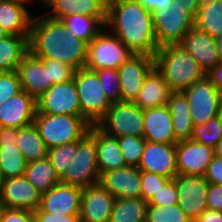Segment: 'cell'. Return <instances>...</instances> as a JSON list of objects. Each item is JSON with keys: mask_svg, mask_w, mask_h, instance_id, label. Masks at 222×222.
<instances>
[{"mask_svg": "<svg viewBox=\"0 0 222 222\" xmlns=\"http://www.w3.org/2000/svg\"><path fill=\"white\" fill-rule=\"evenodd\" d=\"M154 59L155 68L171 92L182 93L206 75L192 55L178 44L159 47Z\"/></svg>", "mask_w": 222, "mask_h": 222, "instance_id": "4", "label": "cell"}, {"mask_svg": "<svg viewBox=\"0 0 222 222\" xmlns=\"http://www.w3.org/2000/svg\"><path fill=\"white\" fill-rule=\"evenodd\" d=\"M4 72H5V71L0 68V77L2 76V74H3Z\"/></svg>", "mask_w": 222, "mask_h": 222, "instance_id": "59", "label": "cell"}, {"mask_svg": "<svg viewBox=\"0 0 222 222\" xmlns=\"http://www.w3.org/2000/svg\"><path fill=\"white\" fill-rule=\"evenodd\" d=\"M9 35V33L3 28V26L0 24V39L6 37Z\"/></svg>", "mask_w": 222, "mask_h": 222, "instance_id": "55", "label": "cell"}, {"mask_svg": "<svg viewBox=\"0 0 222 222\" xmlns=\"http://www.w3.org/2000/svg\"><path fill=\"white\" fill-rule=\"evenodd\" d=\"M194 222H222V212L206 209Z\"/></svg>", "mask_w": 222, "mask_h": 222, "instance_id": "50", "label": "cell"}, {"mask_svg": "<svg viewBox=\"0 0 222 222\" xmlns=\"http://www.w3.org/2000/svg\"><path fill=\"white\" fill-rule=\"evenodd\" d=\"M134 53L113 33L104 27L98 35L87 44L85 69H118Z\"/></svg>", "mask_w": 222, "mask_h": 222, "instance_id": "6", "label": "cell"}, {"mask_svg": "<svg viewBox=\"0 0 222 222\" xmlns=\"http://www.w3.org/2000/svg\"><path fill=\"white\" fill-rule=\"evenodd\" d=\"M152 12L159 47L178 44L194 26V17L178 0H136Z\"/></svg>", "mask_w": 222, "mask_h": 222, "instance_id": "3", "label": "cell"}, {"mask_svg": "<svg viewBox=\"0 0 222 222\" xmlns=\"http://www.w3.org/2000/svg\"><path fill=\"white\" fill-rule=\"evenodd\" d=\"M3 208H4V206L0 203V221H1V215H2V212H3Z\"/></svg>", "mask_w": 222, "mask_h": 222, "instance_id": "58", "label": "cell"}, {"mask_svg": "<svg viewBox=\"0 0 222 222\" xmlns=\"http://www.w3.org/2000/svg\"><path fill=\"white\" fill-rule=\"evenodd\" d=\"M204 178L209 184L222 185V158L214 155L208 165Z\"/></svg>", "mask_w": 222, "mask_h": 222, "instance_id": "47", "label": "cell"}, {"mask_svg": "<svg viewBox=\"0 0 222 222\" xmlns=\"http://www.w3.org/2000/svg\"><path fill=\"white\" fill-rule=\"evenodd\" d=\"M214 157V150L191 139L176 143V168L178 174L204 177Z\"/></svg>", "mask_w": 222, "mask_h": 222, "instance_id": "14", "label": "cell"}, {"mask_svg": "<svg viewBox=\"0 0 222 222\" xmlns=\"http://www.w3.org/2000/svg\"><path fill=\"white\" fill-rule=\"evenodd\" d=\"M154 67V57L145 54H134L118 68L122 102L135 101L145 77Z\"/></svg>", "mask_w": 222, "mask_h": 222, "instance_id": "13", "label": "cell"}, {"mask_svg": "<svg viewBox=\"0 0 222 222\" xmlns=\"http://www.w3.org/2000/svg\"><path fill=\"white\" fill-rule=\"evenodd\" d=\"M107 17H93L73 14L61 21L69 34L85 41L87 44L105 27Z\"/></svg>", "mask_w": 222, "mask_h": 222, "instance_id": "32", "label": "cell"}, {"mask_svg": "<svg viewBox=\"0 0 222 222\" xmlns=\"http://www.w3.org/2000/svg\"><path fill=\"white\" fill-rule=\"evenodd\" d=\"M194 18L197 16L202 0H178Z\"/></svg>", "mask_w": 222, "mask_h": 222, "instance_id": "52", "label": "cell"}, {"mask_svg": "<svg viewBox=\"0 0 222 222\" xmlns=\"http://www.w3.org/2000/svg\"><path fill=\"white\" fill-rule=\"evenodd\" d=\"M167 107L171 113L176 140L191 139L194 124L186 96L183 93L172 92L168 98Z\"/></svg>", "mask_w": 222, "mask_h": 222, "instance_id": "28", "label": "cell"}, {"mask_svg": "<svg viewBox=\"0 0 222 222\" xmlns=\"http://www.w3.org/2000/svg\"><path fill=\"white\" fill-rule=\"evenodd\" d=\"M148 203L140 198L115 199L109 222H144Z\"/></svg>", "mask_w": 222, "mask_h": 222, "instance_id": "34", "label": "cell"}, {"mask_svg": "<svg viewBox=\"0 0 222 222\" xmlns=\"http://www.w3.org/2000/svg\"><path fill=\"white\" fill-rule=\"evenodd\" d=\"M29 51L40 58L66 63L75 70L84 68L87 59V43L69 34L62 21L47 16L32 18Z\"/></svg>", "mask_w": 222, "mask_h": 222, "instance_id": "2", "label": "cell"}, {"mask_svg": "<svg viewBox=\"0 0 222 222\" xmlns=\"http://www.w3.org/2000/svg\"><path fill=\"white\" fill-rule=\"evenodd\" d=\"M182 93L189 102L190 115L194 126L204 124L209 119L220 115L222 92L207 75Z\"/></svg>", "mask_w": 222, "mask_h": 222, "instance_id": "10", "label": "cell"}, {"mask_svg": "<svg viewBox=\"0 0 222 222\" xmlns=\"http://www.w3.org/2000/svg\"><path fill=\"white\" fill-rule=\"evenodd\" d=\"M18 71L4 72L0 77V105L8 98L22 92Z\"/></svg>", "mask_w": 222, "mask_h": 222, "instance_id": "43", "label": "cell"}, {"mask_svg": "<svg viewBox=\"0 0 222 222\" xmlns=\"http://www.w3.org/2000/svg\"><path fill=\"white\" fill-rule=\"evenodd\" d=\"M178 205L194 222L207 209L209 183L204 177L177 174L174 178Z\"/></svg>", "mask_w": 222, "mask_h": 222, "instance_id": "12", "label": "cell"}, {"mask_svg": "<svg viewBox=\"0 0 222 222\" xmlns=\"http://www.w3.org/2000/svg\"><path fill=\"white\" fill-rule=\"evenodd\" d=\"M207 209L222 212V185L209 184Z\"/></svg>", "mask_w": 222, "mask_h": 222, "instance_id": "48", "label": "cell"}, {"mask_svg": "<svg viewBox=\"0 0 222 222\" xmlns=\"http://www.w3.org/2000/svg\"><path fill=\"white\" fill-rule=\"evenodd\" d=\"M0 222H34V211L4 207Z\"/></svg>", "mask_w": 222, "mask_h": 222, "instance_id": "45", "label": "cell"}, {"mask_svg": "<svg viewBox=\"0 0 222 222\" xmlns=\"http://www.w3.org/2000/svg\"><path fill=\"white\" fill-rule=\"evenodd\" d=\"M82 189L62 182L42 194L40 209L50 214L79 215Z\"/></svg>", "mask_w": 222, "mask_h": 222, "instance_id": "20", "label": "cell"}, {"mask_svg": "<svg viewBox=\"0 0 222 222\" xmlns=\"http://www.w3.org/2000/svg\"><path fill=\"white\" fill-rule=\"evenodd\" d=\"M171 93L162 74L154 67L145 77L134 103L142 110L164 106Z\"/></svg>", "mask_w": 222, "mask_h": 222, "instance_id": "26", "label": "cell"}, {"mask_svg": "<svg viewBox=\"0 0 222 222\" xmlns=\"http://www.w3.org/2000/svg\"><path fill=\"white\" fill-rule=\"evenodd\" d=\"M89 133L95 139L100 176L107 171L127 166L116 137L104 133L96 125H91Z\"/></svg>", "mask_w": 222, "mask_h": 222, "instance_id": "25", "label": "cell"}, {"mask_svg": "<svg viewBox=\"0 0 222 222\" xmlns=\"http://www.w3.org/2000/svg\"><path fill=\"white\" fill-rule=\"evenodd\" d=\"M45 67H49V81L55 85L66 83L73 79L75 69L66 64L59 62L56 59L41 58Z\"/></svg>", "mask_w": 222, "mask_h": 222, "instance_id": "41", "label": "cell"}, {"mask_svg": "<svg viewBox=\"0 0 222 222\" xmlns=\"http://www.w3.org/2000/svg\"><path fill=\"white\" fill-rule=\"evenodd\" d=\"M18 128L0 127V143H16Z\"/></svg>", "mask_w": 222, "mask_h": 222, "instance_id": "49", "label": "cell"}, {"mask_svg": "<svg viewBox=\"0 0 222 222\" xmlns=\"http://www.w3.org/2000/svg\"><path fill=\"white\" fill-rule=\"evenodd\" d=\"M144 110L134 102H113L106 114L96 123L104 133L120 138L123 136L143 137Z\"/></svg>", "mask_w": 222, "mask_h": 222, "instance_id": "8", "label": "cell"}, {"mask_svg": "<svg viewBox=\"0 0 222 222\" xmlns=\"http://www.w3.org/2000/svg\"><path fill=\"white\" fill-rule=\"evenodd\" d=\"M28 52L29 36L7 35L0 39V68L5 72L18 70Z\"/></svg>", "mask_w": 222, "mask_h": 222, "instance_id": "29", "label": "cell"}, {"mask_svg": "<svg viewBox=\"0 0 222 222\" xmlns=\"http://www.w3.org/2000/svg\"><path fill=\"white\" fill-rule=\"evenodd\" d=\"M81 106V116L91 125L106 114L112 102L107 98L97 74L81 68L75 70L73 76Z\"/></svg>", "mask_w": 222, "mask_h": 222, "instance_id": "7", "label": "cell"}, {"mask_svg": "<svg viewBox=\"0 0 222 222\" xmlns=\"http://www.w3.org/2000/svg\"><path fill=\"white\" fill-rule=\"evenodd\" d=\"M22 90L36 101L53 85L49 81V67L30 51L18 66Z\"/></svg>", "mask_w": 222, "mask_h": 222, "instance_id": "21", "label": "cell"}, {"mask_svg": "<svg viewBox=\"0 0 222 222\" xmlns=\"http://www.w3.org/2000/svg\"><path fill=\"white\" fill-rule=\"evenodd\" d=\"M222 139V122L220 115L209 119L206 123L195 125L191 140L202 143L206 147L215 149L217 143Z\"/></svg>", "mask_w": 222, "mask_h": 222, "instance_id": "36", "label": "cell"}, {"mask_svg": "<svg viewBox=\"0 0 222 222\" xmlns=\"http://www.w3.org/2000/svg\"><path fill=\"white\" fill-rule=\"evenodd\" d=\"M214 155L222 158V139L217 143L214 149Z\"/></svg>", "mask_w": 222, "mask_h": 222, "instance_id": "53", "label": "cell"}, {"mask_svg": "<svg viewBox=\"0 0 222 222\" xmlns=\"http://www.w3.org/2000/svg\"><path fill=\"white\" fill-rule=\"evenodd\" d=\"M77 152L78 141L48 149L47 158L50 160L51 165L54 167L60 179L68 170L71 162L75 159Z\"/></svg>", "mask_w": 222, "mask_h": 222, "instance_id": "37", "label": "cell"}, {"mask_svg": "<svg viewBox=\"0 0 222 222\" xmlns=\"http://www.w3.org/2000/svg\"><path fill=\"white\" fill-rule=\"evenodd\" d=\"M217 43V53L220 58V61H222V36L216 39Z\"/></svg>", "mask_w": 222, "mask_h": 222, "instance_id": "54", "label": "cell"}, {"mask_svg": "<svg viewBox=\"0 0 222 222\" xmlns=\"http://www.w3.org/2000/svg\"><path fill=\"white\" fill-rule=\"evenodd\" d=\"M115 197L96 183L82 189L79 218L82 222H109Z\"/></svg>", "mask_w": 222, "mask_h": 222, "instance_id": "18", "label": "cell"}, {"mask_svg": "<svg viewBox=\"0 0 222 222\" xmlns=\"http://www.w3.org/2000/svg\"><path fill=\"white\" fill-rule=\"evenodd\" d=\"M117 139L126 165L138 167L147 140L144 137L130 135Z\"/></svg>", "mask_w": 222, "mask_h": 222, "instance_id": "38", "label": "cell"}, {"mask_svg": "<svg viewBox=\"0 0 222 222\" xmlns=\"http://www.w3.org/2000/svg\"><path fill=\"white\" fill-rule=\"evenodd\" d=\"M25 4L15 0H0V24L9 34L29 36L32 16Z\"/></svg>", "mask_w": 222, "mask_h": 222, "instance_id": "27", "label": "cell"}, {"mask_svg": "<svg viewBox=\"0 0 222 222\" xmlns=\"http://www.w3.org/2000/svg\"><path fill=\"white\" fill-rule=\"evenodd\" d=\"M16 146L27 163L47 157L48 148L34 123L18 129Z\"/></svg>", "mask_w": 222, "mask_h": 222, "instance_id": "30", "label": "cell"}, {"mask_svg": "<svg viewBox=\"0 0 222 222\" xmlns=\"http://www.w3.org/2000/svg\"><path fill=\"white\" fill-rule=\"evenodd\" d=\"M148 222H192L180 206H148L147 220Z\"/></svg>", "mask_w": 222, "mask_h": 222, "instance_id": "39", "label": "cell"}, {"mask_svg": "<svg viewBox=\"0 0 222 222\" xmlns=\"http://www.w3.org/2000/svg\"><path fill=\"white\" fill-rule=\"evenodd\" d=\"M15 1L23 2V3H26V4H29L30 2H33V0H15ZM39 2H42V0H39Z\"/></svg>", "mask_w": 222, "mask_h": 222, "instance_id": "56", "label": "cell"}, {"mask_svg": "<svg viewBox=\"0 0 222 222\" xmlns=\"http://www.w3.org/2000/svg\"><path fill=\"white\" fill-rule=\"evenodd\" d=\"M27 162L16 143H0V168L4 179L23 176Z\"/></svg>", "mask_w": 222, "mask_h": 222, "instance_id": "35", "label": "cell"}, {"mask_svg": "<svg viewBox=\"0 0 222 222\" xmlns=\"http://www.w3.org/2000/svg\"><path fill=\"white\" fill-rule=\"evenodd\" d=\"M33 123L48 149L79 141L91 127L82 116L43 113H36Z\"/></svg>", "mask_w": 222, "mask_h": 222, "instance_id": "5", "label": "cell"}, {"mask_svg": "<svg viewBox=\"0 0 222 222\" xmlns=\"http://www.w3.org/2000/svg\"><path fill=\"white\" fill-rule=\"evenodd\" d=\"M99 183L115 199L141 197V171L137 167L126 166L103 173Z\"/></svg>", "mask_w": 222, "mask_h": 222, "instance_id": "19", "label": "cell"}, {"mask_svg": "<svg viewBox=\"0 0 222 222\" xmlns=\"http://www.w3.org/2000/svg\"><path fill=\"white\" fill-rule=\"evenodd\" d=\"M3 181H4V177L2 175L1 168H0V187Z\"/></svg>", "mask_w": 222, "mask_h": 222, "instance_id": "57", "label": "cell"}, {"mask_svg": "<svg viewBox=\"0 0 222 222\" xmlns=\"http://www.w3.org/2000/svg\"><path fill=\"white\" fill-rule=\"evenodd\" d=\"M194 26L207 32L214 39L222 36V1L202 0Z\"/></svg>", "mask_w": 222, "mask_h": 222, "instance_id": "31", "label": "cell"}, {"mask_svg": "<svg viewBox=\"0 0 222 222\" xmlns=\"http://www.w3.org/2000/svg\"><path fill=\"white\" fill-rule=\"evenodd\" d=\"M144 134L147 141L176 144L171 113L167 105L144 110Z\"/></svg>", "mask_w": 222, "mask_h": 222, "instance_id": "24", "label": "cell"}, {"mask_svg": "<svg viewBox=\"0 0 222 222\" xmlns=\"http://www.w3.org/2000/svg\"><path fill=\"white\" fill-rule=\"evenodd\" d=\"M41 3L52 8L47 17L60 21L73 14L107 17L108 0H42Z\"/></svg>", "mask_w": 222, "mask_h": 222, "instance_id": "23", "label": "cell"}, {"mask_svg": "<svg viewBox=\"0 0 222 222\" xmlns=\"http://www.w3.org/2000/svg\"><path fill=\"white\" fill-rule=\"evenodd\" d=\"M40 193L26 177L4 179L0 187V203L6 208L35 211L40 207Z\"/></svg>", "mask_w": 222, "mask_h": 222, "instance_id": "15", "label": "cell"}, {"mask_svg": "<svg viewBox=\"0 0 222 222\" xmlns=\"http://www.w3.org/2000/svg\"><path fill=\"white\" fill-rule=\"evenodd\" d=\"M36 100L25 91L8 98L0 105V127L21 128L33 123Z\"/></svg>", "mask_w": 222, "mask_h": 222, "instance_id": "22", "label": "cell"}, {"mask_svg": "<svg viewBox=\"0 0 222 222\" xmlns=\"http://www.w3.org/2000/svg\"><path fill=\"white\" fill-rule=\"evenodd\" d=\"M37 112L50 115L81 116L74 80L52 85L37 101Z\"/></svg>", "mask_w": 222, "mask_h": 222, "instance_id": "11", "label": "cell"}, {"mask_svg": "<svg viewBox=\"0 0 222 222\" xmlns=\"http://www.w3.org/2000/svg\"><path fill=\"white\" fill-rule=\"evenodd\" d=\"M100 173L97 163V149L95 139L87 133L78 141V152L68 170L61 178V182L70 186L85 189L99 183Z\"/></svg>", "mask_w": 222, "mask_h": 222, "instance_id": "9", "label": "cell"}, {"mask_svg": "<svg viewBox=\"0 0 222 222\" xmlns=\"http://www.w3.org/2000/svg\"><path fill=\"white\" fill-rule=\"evenodd\" d=\"M178 45L192 55L205 74L220 62L216 39L195 26L182 37Z\"/></svg>", "mask_w": 222, "mask_h": 222, "instance_id": "17", "label": "cell"}, {"mask_svg": "<svg viewBox=\"0 0 222 222\" xmlns=\"http://www.w3.org/2000/svg\"><path fill=\"white\" fill-rule=\"evenodd\" d=\"M137 168L140 171H147L173 179L178 174L176 144L146 141Z\"/></svg>", "mask_w": 222, "mask_h": 222, "instance_id": "16", "label": "cell"}, {"mask_svg": "<svg viewBox=\"0 0 222 222\" xmlns=\"http://www.w3.org/2000/svg\"><path fill=\"white\" fill-rule=\"evenodd\" d=\"M94 72L97 74L107 98L112 103L121 101V84L118 69L106 68Z\"/></svg>", "mask_w": 222, "mask_h": 222, "instance_id": "40", "label": "cell"}, {"mask_svg": "<svg viewBox=\"0 0 222 222\" xmlns=\"http://www.w3.org/2000/svg\"><path fill=\"white\" fill-rule=\"evenodd\" d=\"M105 27L134 54L155 57L159 46L152 12L136 0H108Z\"/></svg>", "mask_w": 222, "mask_h": 222, "instance_id": "1", "label": "cell"}, {"mask_svg": "<svg viewBox=\"0 0 222 222\" xmlns=\"http://www.w3.org/2000/svg\"><path fill=\"white\" fill-rule=\"evenodd\" d=\"M24 176L42 194L61 182L47 157L27 163Z\"/></svg>", "mask_w": 222, "mask_h": 222, "instance_id": "33", "label": "cell"}, {"mask_svg": "<svg viewBox=\"0 0 222 222\" xmlns=\"http://www.w3.org/2000/svg\"><path fill=\"white\" fill-rule=\"evenodd\" d=\"M212 83L222 92V61H220L208 74Z\"/></svg>", "mask_w": 222, "mask_h": 222, "instance_id": "51", "label": "cell"}, {"mask_svg": "<svg viewBox=\"0 0 222 222\" xmlns=\"http://www.w3.org/2000/svg\"><path fill=\"white\" fill-rule=\"evenodd\" d=\"M79 220V215L50 214L40 208L34 211V222H78Z\"/></svg>", "mask_w": 222, "mask_h": 222, "instance_id": "46", "label": "cell"}, {"mask_svg": "<svg viewBox=\"0 0 222 222\" xmlns=\"http://www.w3.org/2000/svg\"><path fill=\"white\" fill-rule=\"evenodd\" d=\"M177 188L174 179H170L160 191L153 196L148 206H170L177 205Z\"/></svg>", "mask_w": 222, "mask_h": 222, "instance_id": "44", "label": "cell"}, {"mask_svg": "<svg viewBox=\"0 0 222 222\" xmlns=\"http://www.w3.org/2000/svg\"><path fill=\"white\" fill-rule=\"evenodd\" d=\"M169 180L170 179L165 176L141 171V198L149 203L153 196L157 194Z\"/></svg>", "mask_w": 222, "mask_h": 222, "instance_id": "42", "label": "cell"}, {"mask_svg": "<svg viewBox=\"0 0 222 222\" xmlns=\"http://www.w3.org/2000/svg\"><path fill=\"white\" fill-rule=\"evenodd\" d=\"M220 117H221V122H222V106H221V110H220Z\"/></svg>", "mask_w": 222, "mask_h": 222, "instance_id": "60", "label": "cell"}]
</instances>
